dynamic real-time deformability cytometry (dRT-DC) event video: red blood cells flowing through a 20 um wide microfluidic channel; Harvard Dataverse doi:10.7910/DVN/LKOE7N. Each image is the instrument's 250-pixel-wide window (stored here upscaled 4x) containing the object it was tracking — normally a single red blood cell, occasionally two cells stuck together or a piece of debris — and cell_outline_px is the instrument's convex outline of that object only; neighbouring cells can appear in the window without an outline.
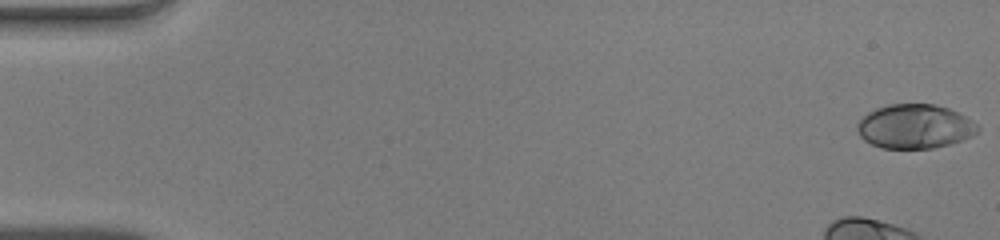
{"species": "human", "species_latin": "Homo sapiens", "temperature_condition": "warm", "stored_images_in_passage": 43, "camera_frame_rate_fps": 3000, "um_per_image_px": 0.085, "donor": {"sex": "male"}, "frame": {"image": 1, "passage_image": 1, "time_ms": 0.0, "image_size_px": [1000, 240], "cell_outline_px": [[980, 128], [972, 136], [948, 144], [932, 148], [880, 148], [864, 140], [860, 136], [856, 128], [856, 124], [868, 112], [876, 108], [888, 104], [936, 104], [948, 108], [972, 120]], "centroid_in_image_um": [77.72, 10.74], "position_along_channel_um": 7.3, "area_um2": 30.87}}